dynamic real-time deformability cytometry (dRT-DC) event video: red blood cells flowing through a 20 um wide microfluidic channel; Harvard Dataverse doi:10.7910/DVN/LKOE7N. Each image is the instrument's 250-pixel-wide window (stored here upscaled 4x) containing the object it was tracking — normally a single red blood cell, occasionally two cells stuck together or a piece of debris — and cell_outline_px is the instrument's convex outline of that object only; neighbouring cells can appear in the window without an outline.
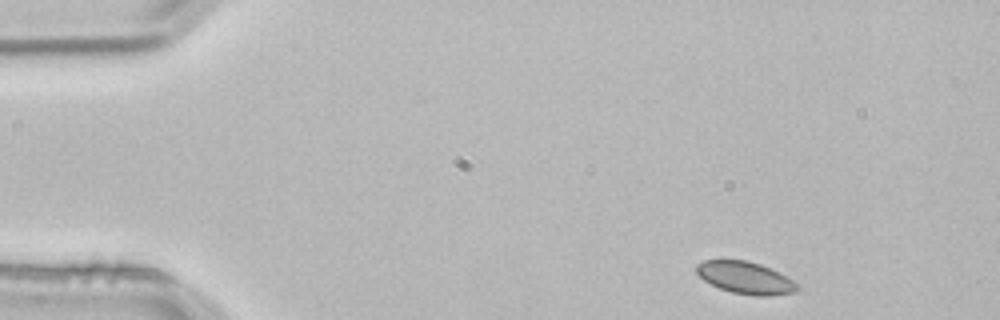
{"species": "common noctule bat (a hibernating species)", "species_latin": "Nyctalus noctula", "temperature_condition": "room temperature", "stored_images_in_passage": 4, "camera_frame_rate_fps": 3000, "um_per_image_px": 0.085, "animal": {"sex": "male", "body_mass_g": 21.5, "forearm_length_mm": 52.0}, "frame": {"image": 1, "passage_image": 1, "time_ms": 0.0, "image_size_px": [1000, 320], "cell_outline_px": [[800, 288], [796, 292], [772, 296], [756, 296], [732, 292], [720, 288], [704, 280], [696, 272], [696, 264], [704, 260], [748, 260], [760, 264], [800, 284]], "centroid_in_image_um": [63.37, 23.62], "position_along_channel_um": 21.6, "area_um2": 18.79}}
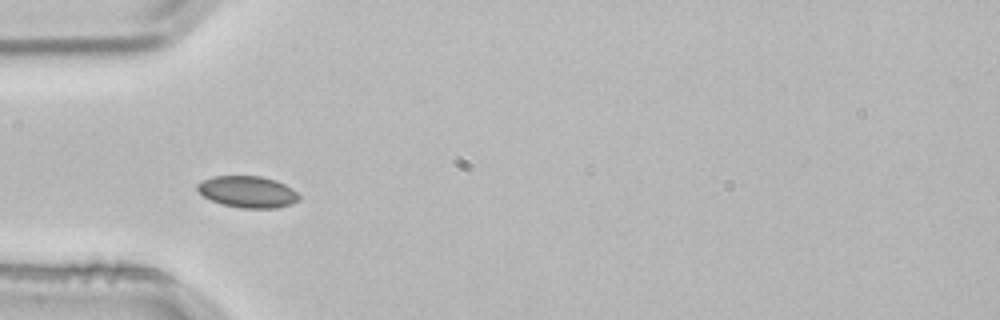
{"frame": {"image": 2, "passage_image": 3, "time_ms": 0.667, "image_size_px": [1000, 320], "cell_outline_px": [[300, 200], [292, 204], [276, 208], [240, 208], [224, 204], [212, 200], [204, 196], [196, 188], [196, 184], [212, 176], [260, 176], [276, 180], [292, 188], [300, 196]], "centroid_in_image_um": [21.08, 16.3], "position_along_channel_um": 63.9, "area_um2": 18.67}}